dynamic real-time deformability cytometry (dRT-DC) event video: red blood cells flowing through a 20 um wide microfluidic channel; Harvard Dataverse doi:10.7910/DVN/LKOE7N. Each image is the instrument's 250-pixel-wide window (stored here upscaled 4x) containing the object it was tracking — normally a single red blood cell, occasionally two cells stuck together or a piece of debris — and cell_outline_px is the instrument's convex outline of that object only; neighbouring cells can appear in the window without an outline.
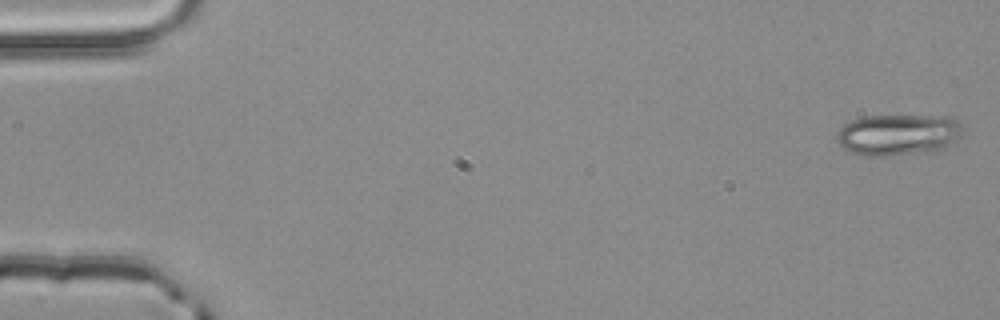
{"species": "common noctule bat (a hibernating species)", "species_latin": "Nyctalus noctula", "temperature_condition": "room temperature", "stored_images_in_passage": 4, "camera_frame_rate_fps": 3000, "um_per_image_px": 0.085, "animal": {"sex": "male", "body_mass_g": 20.4}, "frame": {"image": 1, "passage_image": 1, "time_ms": 0.0, "image_size_px": [1000, 320], "cell_outline_px": [[960, 132], [944, 148], [932, 152], [892, 156], [864, 156], [852, 152], [844, 148], [836, 140], [836, 132], [844, 124], [852, 120], [864, 116], [952, 116], [960, 124]], "centroid_in_image_um": [76.28, 11.46], "position_along_channel_um": 8.7, "area_um2": 30.23}}